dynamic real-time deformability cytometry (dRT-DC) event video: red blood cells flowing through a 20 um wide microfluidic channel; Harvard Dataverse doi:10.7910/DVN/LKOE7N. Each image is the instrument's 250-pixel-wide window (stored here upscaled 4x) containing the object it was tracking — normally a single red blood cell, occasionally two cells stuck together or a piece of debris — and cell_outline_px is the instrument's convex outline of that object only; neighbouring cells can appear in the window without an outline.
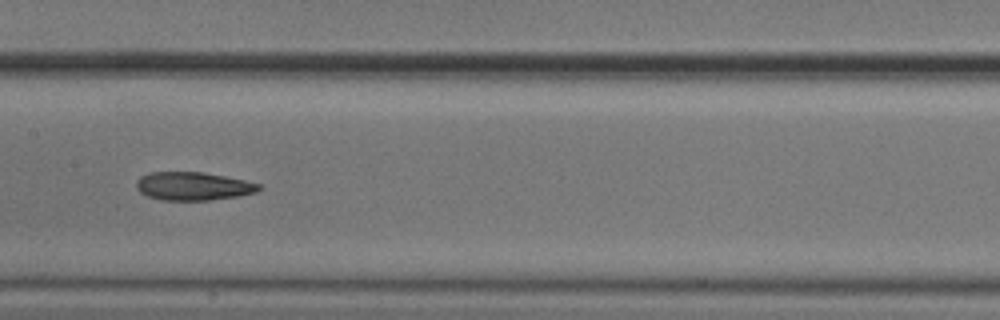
{"species": "common noctule bat (a hibernating species)", "species_latin": "Nyctalus noctula", "temperature_condition": "cold", "stored_images_in_passage": 22, "camera_frame_rate_fps": 3000, "um_per_image_px": 0.085, "animal": {"sex": "male", "body_mass_g": 20.5, "forearm_length_mm": 52.5}, "frame": {"image": 1, "passage_image": 13, "time_ms": 4.0, "image_size_px": [1000, 320], "cell_outline_px": [[264, 188], [256, 192], [240, 196], [208, 200], [160, 200], [148, 196], [140, 192], [136, 188], [136, 180], [140, 176], [148, 172], [204, 172], [244, 180], [260, 184]], "centroid_in_image_um": [16.41, 15.82], "position_along_channel_um": 191.0, "area_um2": 20.35}}
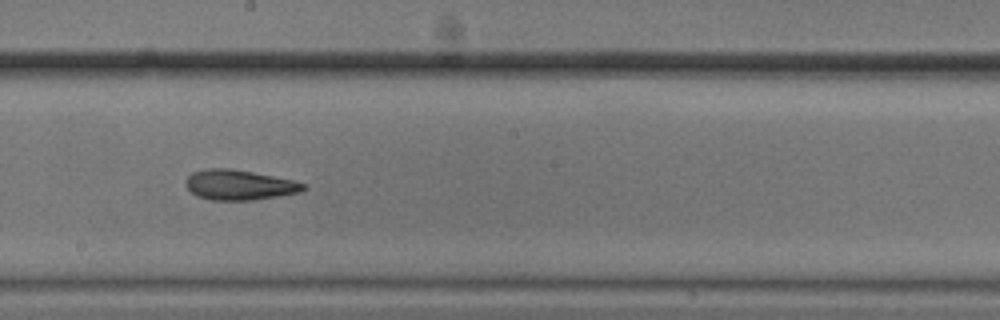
{"frame": {"image": 2, "passage_image": 16, "time_ms": 5.0, "image_size_px": [1000, 320], "cell_outline_px": [[308, 188], [300, 192], [252, 200], [212, 200], [196, 196], [184, 184], [184, 180], [192, 172], [204, 168], [228, 168], [252, 172], [292, 180], [308, 184]], "centroid_in_image_um": [20.31, 15.71], "position_along_channel_um": 227.9, "area_um2": 20.69}}
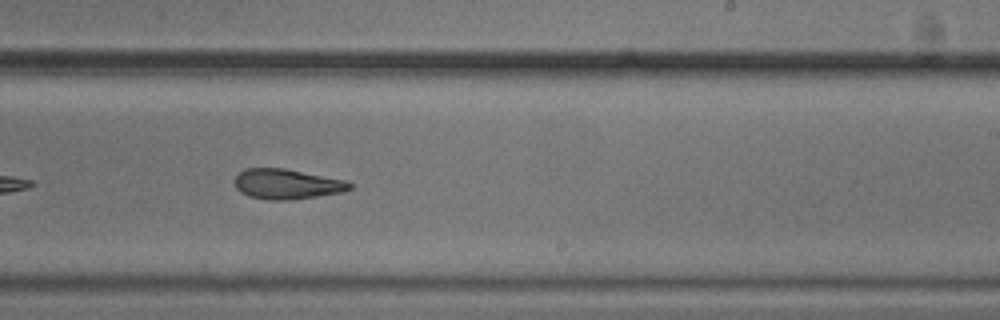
{"frame": {"image": 3, "passage_image": 19, "time_ms": 6.0, "image_size_px": [1000, 320], "cell_outline_px": [[352, 188], [344, 192], [288, 200], [268, 200], [248, 196], [240, 192], [236, 188], [236, 176], [244, 168], [284, 168], [344, 180], [352, 184]], "centroid_in_image_um": [24.37, 15.65], "position_along_channel_um": 264.6, "area_um2": 20.06}}